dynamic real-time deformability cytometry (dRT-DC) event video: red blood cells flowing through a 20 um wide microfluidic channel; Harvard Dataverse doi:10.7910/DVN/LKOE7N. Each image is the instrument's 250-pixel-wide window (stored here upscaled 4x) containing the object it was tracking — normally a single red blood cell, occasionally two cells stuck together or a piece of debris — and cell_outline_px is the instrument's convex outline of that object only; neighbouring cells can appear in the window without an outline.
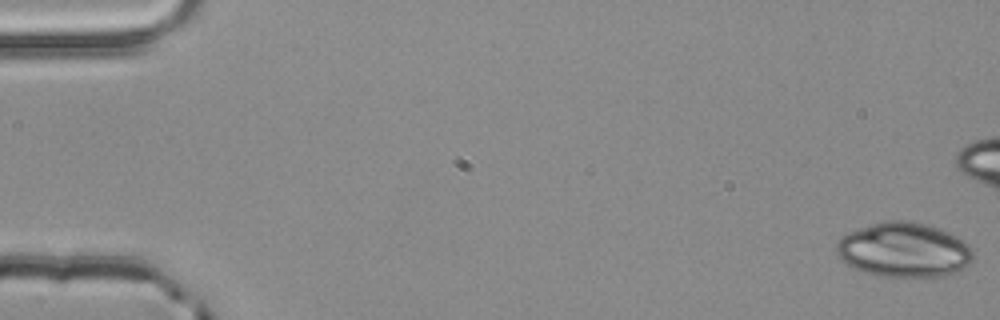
{"species": "common noctule bat (a hibernating species)", "species_latin": "Nyctalus noctula", "temperature_condition": "room temperature", "stored_images_in_passage": 48, "camera_frame_rate_fps": 3000, "um_per_image_px": 0.085, "animal": {"sex": "male", "body_mass_g": 20.4}, "frame": {"image": 1, "passage_image": 1, "time_ms": 0.0, "image_size_px": [1000, 320], "cell_outline_px": [[972, 260], [964, 268], [944, 276], [872, 276], [848, 264], [836, 252], [836, 244], [840, 236], [848, 232], [884, 220], [908, 220], [940, 228], [964, 240], [968, 244], [972, 252]], "centroid_in_image_um": [76.82, 21.23], "position_along_channel_um": 8.2, "area_um2": 43.41}}
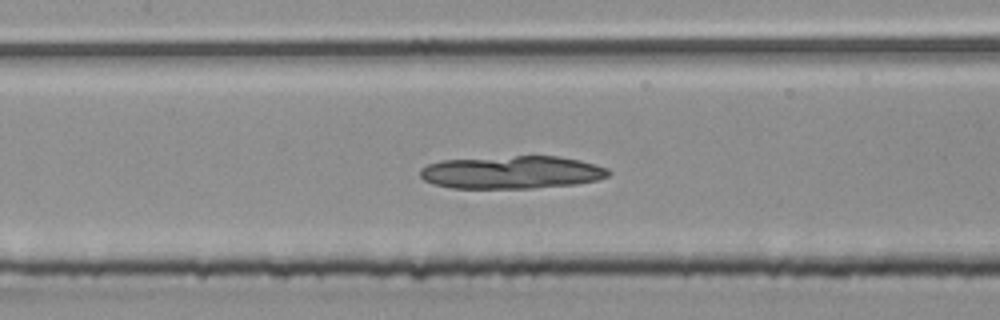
{"frame": {"image": 2, "passage_image": 26, "time_ms": 8.333, "image_size_px": [1000, 320], "cell_outline_px": [[612, 172], [608, 176], [596, 180], [576, 184], [532, 188], [452, 188], [432, 184], [424, 180], [420, 176], [420, 168], [428, 164], [440, 160], [516, 156], [556, 156], [580, 160], [608, 168]], "centroid_in_image_um": [43.49, 14.65], "position_along_channel_um": 163.9, "area_um2": 36.13}}
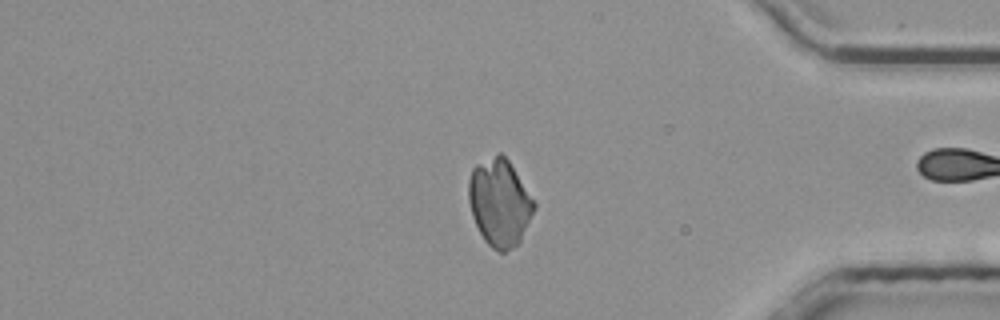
{"frame": {"image": 3, "passage_image": 46, "time_ms": 15.0, "image_size_px": [1000, 320], "cell_outline_px": [[536, 208], [520, 244], [504, 252], [500, 252], [492, 248], [484, 240], [472, 216], [468, 200], [468, 180], [472, 168], [476, 164], [496, 152], [500, 152], [508, 160], [536, 204]], "centroid_in_image_um": [42.46, 17.23], "position_along_channel_um": 392.7, "area_um2": 33.52}}